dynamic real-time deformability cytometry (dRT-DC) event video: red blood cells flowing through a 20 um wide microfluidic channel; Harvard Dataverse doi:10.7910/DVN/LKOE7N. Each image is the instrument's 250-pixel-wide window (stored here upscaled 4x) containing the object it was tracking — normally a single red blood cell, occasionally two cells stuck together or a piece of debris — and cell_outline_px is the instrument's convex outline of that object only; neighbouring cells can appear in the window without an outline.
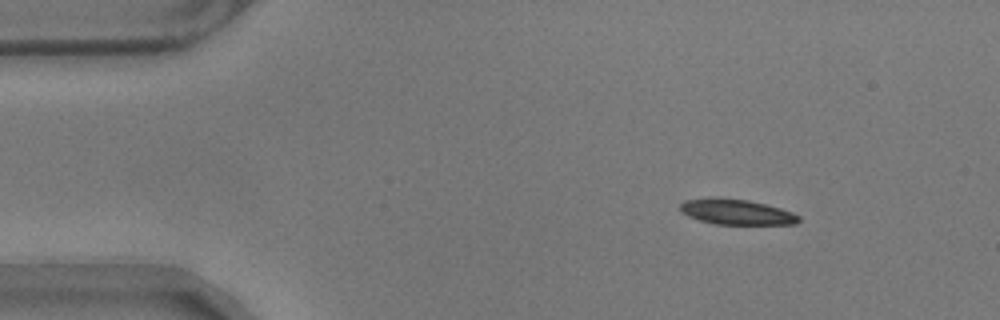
{"species": "common noctule bat (a hibernating species)", "species_latin": "Nyctalus noctula", "temperature_condition": "warm", "stored_images_in_passage": 11, "camera_frame_rate_fps": 3000, "um_per_image_px": 0.085, "animal": {"sex": "male", "body_mass_g": 17.9}, "frame": {"image": 1, "passage_image": 1, "time_ms": 0.0, "image_size_px": [1000, 320], "cell_outline_px": [[800, 220], [796, 224], [716, 224], [700, 220], [688, 216], [680, 212], [680, 204], [684, 200], [712, 196], [748, 200], [780, 208], [792, 212], [800, 216]], "centroid_in_image_um": [62.56, 18.0], "position_along_channel_um": 22.4, "area_um2": 17.69}}